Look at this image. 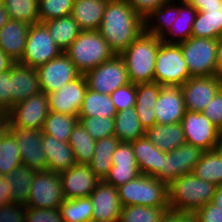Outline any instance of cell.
Wrapping results in <instances>:
<instances>
[{
	"label": "cell",
	"mask_w": 222,
	"mask_h": 222,
	"mask_svg": "<svg viewBox=\"0 0 222 222\" xmlns=\"http://www.w3.org/2000/svg\"><path fill=\"white\" fill-rule=\"evenodd\" d=\"M143 30V18L126 0L107 2L98 31L116 55L127 49Z\"/></svg>",
	"instance_id": "6da1fadb"
},
{
	"label": "cell",
	"mask_w": 222,
	"mask_h": 222,
	"mask_svg": "<svg viewBox=\"0 0 222 222\" xmlns=\"http://www.w3.org/2000/svg\"><path fill=\"white\" fill-rule=\"evenodd\" d=\"M216 187L193 173L177 177L168 185L169 209L194 214L199 208L212 202Z\"/></svg>",
	"instance_id": "7a4b0ae2"
},
{
	"label": "cell",
	"mask_w": 222,
	"mask_h": 222,
	"mask_svg": "<svg viewBox=\"0 0 222 222\" xmlns=\"http://www.w3.org/2000/svg\"><path fill=\"white\" fill-rule=\"evenodd\" d=\"M160 41L159 37L143 30L133 43L119 54L125 63L131 83L153 82Z\"/></svg>",
	"instance_id": "3957f363"
},
{
	"label": "cell",
	"mask_w": 222,
	"mask_h": 222,
	"mask_svg": "<svg viewBox=\"0 0 222 222\" xmlns=\"http://www.w3.org/2000/svg\"><path fill=\"white\" fill-rule=\"evenodd\" d=\"M81 74L110 60L115 53L98 30H84L65 51Z\"/></svg>",
	"instance_id": "277c9868"
},
{
	"label": "cell",
	"mask_w": 222,
	"mask_h": 222,
	"mask_svg": "<svg viewBox=\"0 0 222 222\" xmlns=\"http://www.w3.org/2000/svg\"><path fill=\"white\" fill-rule=\"evenodd\" d=\"M117 190L122 206L169 207L168 185L155 177L140 174Z\"/></svg>",
	"instance_id": "5b68a950"
},
{
	"label": "cell",
	"mask_w": 222,
	"mask_h": 222,
	"mask_svg": "<svg viewBox=\"0 0 222 222\" xmlns=\"http://www.w3.org/2000/svg\"><path fill=\"white\" fill-rule=\"evenodd\" d=\"M189 78H191L190 72L180 44L160 41L153 82L162 86H182Z\"/></svg>",
	"instance_id": "8992f818"
},
{
	"label": "cell",
	"mask_w": 222,
	"mask_h": 222,
	"mask_svg": "<svg viewBox=\"0 0 222 222\" xmlns=\"http://www.w3.org/2000/svg\"><path fill=\"white\" fill-rule=\"evenodd\" d=\"M179 44L183 58L187 63L190 77L215 75L217 58L216 39L191 36Z\"/></svg>",
	"instance_id": "52a82bcc"
},
{
	"label": "cell",
	"mask_w": 222,
	"mask_h": 222,
	"mask_svg": "<svg viewBox=\"0 0 222 222\" xmlns=\"http://www.w3.org/2000/svg\"><path fill=\"white\" fill-rule=\"evenodd\" d=\"M62 52L55 44L47 27L38 22L30 25L25 50L18 63L37 68L59 56Z\"/></svg>",
	"instance_id": "ba28073f"
},
{
	"label": "cell",
	"mask_w": 222,
	"mask_h": 222,
	"mask_svg": "<svg viewBox=\"0 0 222 222\" xmlns=\"http://www.w3.org/2000/svg\"><path fill=\"white\" fill-rule=\"evenodd\" d=\"M84 76L88 89L106 95L130 83L125 63L116 54L110 60L86 72Z\"/></svg>",
	"instance_id": "9c48e42d"
},
{
	"label": "cell",
	"mask_w": 222,
	"mask_h": 222,
	"mask_svg": "<svg viewBox=\"0 0 222 222\" xmlns=\"http://www.w3.org/2000/svg\"><path fill=\"white\" fill-rule=\"evenodd\" d=\"M64 199L59 173L51 170L35 172L26 207L59 208Z\"/></svg>",
	"instance_id": "30bf717a"
},
{
	"label": "cell",
	"mask_w": 222,
	"mask_h": 222,
	"mask_svg": "<svg viewBox=\"0 0 222 222\" xmlns=\"http://www.w3.org/2000/svg\"><path fill=\"white\" fill-rule=\"evenodd\" d=\"M203 152L201 148L187 142L171 152H164L163 169L153 177L169 185L177 177L192 173Z\"/></svg>",
	"instance_id": "8fae6325"
},
{
	"label": "cell",
	"mask_w": 222,
	"mask_h": 222,
	"mask_svg": "<svg viewBox=\"0 0 222 222\" xmlns=\"http://www.w3.org/2000/svg\"><path fill=\"white\" fill-rule=\"evenodd\" d=\"M49 113L48 96L40 91L11 107L8 111L10 128L42 130Z\"/></svg>",
	"instance_id": "7c38bea8"
},
{
	"label": "cell",
	"mask_w": 222,
	"mask_h": 222,
	"mask_svg": "<svg viewBox=\"0 0 222 222\" xmlns=\"http://www.w3.org/2000/svg\"><path fill=\"white\" fill-rule=\"evenodd\" d=\"M36 70L40 89L47 95L57 91L64 84L75 80L81 75L65 52L37 67Z\"/></svg>",
	"instance_id": "4fadbf2b"
},
{
	"label": "cell",
	"mask_w": 222,
	"mask_h": 222,
	"mask_svg": "<svg viewBox=\"0 0 222 222\" xmlns=\"http://www.w3.org/2000/svg\"><path fill=\"white\" fill-rule=\"evenodd\" d=\"M181 124L187 143L197 146L203 151L214 150L222 131L203 112L186 110Z\"/></svg>",
	"instance_id": "5bb4252c"
},
{
	"label": "cell",
	"mask_w": 222,
	"mask_h": 222,
	"mask_svg": "<svg viewBox=\"0 0 222 222\" xmlns=\"http://www.w3.org/2000/svg\"><path fill=\"white\" fill-rule=\"evenodd\" d=\"M185 1L197 11L191 36L217 39L222 35V0Z\"/></svg>",
	"instance_id": "9a60e30c"
},
{
	"label": "cell",
	"mask_w": 222,
	"mask_h": 222,
	"mask_svg": "<svg viewBox=\"0 0 222 222\" xmlns=\"http://www.w3.org/2000/svg\"><path fill=\"white\" fill-rule=\"evenodd\" d=\"M180 87L186 110L199 113L222 88V79L216 75L191 77Z\"/></svg>",
	"instance_id": "2e32d148"
},
{
	"label": "cell",
	"mask_w": 222,
	"mask_h": 222,
	"mask_svg": "<svg viewBox=\"0 0 222 222\" xmlns=\"http://www.w3.org/2000/svg\"><path fill=\"white\" fill-rule=\"evenodd\" d=\"M88 89L84 74L48 94L49 109L64 115L78 116L85 93Z\"/></svg>",
	"instance_id": "e0dca14e"
},
{
	"label": "cell",
	"mask_w": 222,
	"mask_h": 222,
	"mask_svg": "<svg viewBox=\"0 0 222 222\" xmlns=\"http://www.w3.org/2000/svg\"><path fill=\"white\" fill-rule=\"evenodd\" d=\"M19 147L22 165L36 171L47 170L46 155L42 149V130L9 128Z\"/></svg>",
	"instance_id": "ac0fdd59"
},
{
	"label": "cell",
	"mask_w": 222,
	"mask_h": 222,
	"mask_svg": "<svg viewBox=\"0 0 222 222\" xmlns=\"http://www.w3.org/2000/svg\"><path fill=\"white\" fill-rule=\"evenodd\" d=\"M89 197L93 205L92 222H119L122 205L116 187L100 180Z\"/></svg>",
	"instance_id": "d6986e66"
},
{
	"label": "cell",
	"mask_w": 222,
	"mask_h": 222,
	"mask_svg": "<svg viewBox=\"0 0 222 222\" xmlns=\"http://www.w3.org/2000/svg\"><path fill=\"white\" fill-rule=\"evenodd\" d=\"M65 199L89 197L100 179L88 164L76 163L59 173Z\"/></svg>",
	"instance_id": "ffe728a7"
},
{
	"label": "cell",
	"mask_w": 222,
	"mask_h": 222,
	"mask_svg": "<svg viewBox=\"0 0 222 222\" xmlns=\"http://www.w3.org/2000/svg\"><path fill=\"white\" fill-rule=\"evenodd\" d=\"M156 124L181 123L186 107L180 86H162L155 105Z\"/></svg>",
	"instance_id": "44dd1931"
},
{
	"label": "cell",
	"mask_w": 222,
	"mask_h": 222,
	"mask_svg": "<svg viewBox=\"0 0 222 222\" xmlns=\"http://www.w3.org/2000/svg\"><path fill=\"white\" fill-rule=\"evenodd\" d=\"M11 107L41 91L36 68L15 62L10 70Z\"/></svg>",
	"instance_id": "7402d4cb"
},
{
	"label": "cell",
	"mask_w": 222,
	"mask_h": 222,
	"mask_svg": "<svg viewBox=\"0 0 222 222\" xmlns=\"http://www.w3.org/2000/svg\"><path fill=\"white\" fill-rule=\"evenodd\" d=\"M30 24L10 19L0 29V49L15 62H18L25 50Z\"/></svg>",
	"instance_id": "603a6c76"
},
{
	"label": "cell",
	"mask_w": 222,
	"mask_h": 222,
	"mask_svg": "<svg viewBox=\"0 0 222 222\" xmlns=\"http://www.w3.org/2000/svg\"><path fill=\"white\" fill-rule=\"evenodd\" d=\"M42 149L47 159V170L60 173L76 164L73 150L68 142L43 134Z\"/></svg>",
	"instance_id": "cb8c5ba5"
},
{
	"label": "cell",
	"mask_w": 222,
	"mask_h": 222,
	"mask_svg": "<svg viewBox=\"0 0 222 222\" xmlns=\"http://www.w3.org/2000/svg\"><path fill=\"white\" fill-rule=\"evenodd\" d=\"M161 87L162 85L156 82L136 84V102L134 109L145 130L156 124L154 108Z\"/></svg>",
	"instance_id": "d4e9b609"
},
{
	"label": "cell",
	"mask_w": 222,
	"mask_h": 222,
	"mask_svg": "<svg viewBox=\"0 0 222 222\" xmlns=\"http://www.w3.org/2000/svg\"><path fill=\"white\" fill-rule=\"evenodd\" d=\"M131 144L141 174L153 177L163 169L164 152L155 147L146 136L132 141Z\"/></svg>",
	"instance_id": "484cf974"
},
{
	"label": "cell",
	"mask_w": 222,
	"mask_h": 222,
	"mask_svg": "<svg viewBox=\"0 0 222 222\" xmlns=\"http://www.w3.org/2000/svg\"><path fill=\"white\" fill-rule=\"evenodd\" d=\"M145 136L155 147L166 153L186 143L181 123L154 124L146 129Z\"/></svg>",
	"instance_id": "4316f807"
},
{
	"label": "cell",
	"mask_w": 222,
	"mask_h": 222,
	"mask_svg": "<svg viewBox=\"0 0 222 222\" xmlns=\"http://www.w3.org/2000/svg\"><path fill=\"white\" fill-rule=\"evenodd\" d=\"M109 0H74L71 16L84 30H98Z\"/></svg>",
	"instance_id": "83f0119b"
},
{
	"label": "cell",
	"mask_w": 222,
	"mask_h": 222,
	"mask_svg": "<svg viewBox=\"0 0 222 222\" xmlns=\"http://www.w3.org/2000/svg\"><path fill=\"white\" fill-rule=\"evenodd\" d=\"M196 15L197 11L193 6H190L185 0H179L177 18L160 38L161 41L179 44L189 39L192 35V26Z\"/></svg>",
	"instance_id": "f1b7e54d"
},
{
	"label": "cell",
	"mask_w": 222,
	"mask_h": 222,
	"mask_svg": "<svg viewBox=\"0 0 222 222\" xmlns=\"http://www.w3.org/2000/svg\"><path fill=\"white\" fill-rule=\"evenodd\" d=\"M177 2L178 0H176V3L174 0H170L144 17V31L161 38L177 18Z\"/></svg>",
	"instance_id": "f546056e"
},
{
	"label": "cell",
	"mask_w": 222,
	"mask_h": 222,
	"mask_svg": "<svg viewBox=\"0 0 222 222\" xmlns=\"http://www.w3.org/2000/svg\"><path fill=\"white\" fill-rule=\"evenodd\" d=\"M119 143L115 135L96 140L94 155L88 165L100 180H104L113 167L112 156Z\"/></svg>",
	"instance_id": "4dcf8cb0"
},
{
	"label": "cell",
	"mask_w": 222,
	"mask_h": 222,
	"mask_svg": "<svg viewBox=\"0 0 222 222\" xmlns=\"http://www.w3.org/2000/svg\"><path fill=\"white\" fill-rule=\"evenodd\" d=\"M114 121V135L120 142H132L145 136L146 130L141 125L134 107L117 112Z\"/></svg>",
	"instance_id": "1f68e13d"
},
{
	"label": "cell",
	"mask_w": 222,
	"mask_h": 222,
	"mask_svg": "<svg viewBox=\"0 0 222 222\" xmlns=\"http://www.w3.org/2000/svg\"><path fill=\"white\" fill-rule=\"evenodd\" d=\"M55 44L65 52L82 31L71 15L42 22Z\"/></svg>",
	"instance_id": "d6a6232c"
},
{
	"label": "cell",
	"mask_w": 222,
	"mask_h": 222,
	"mask_svg": "<svg viewBox=\"0 0 222 222\" xmlns=\"http://www.w3.org/2000/svg\"><path fill=\"white\" fill-rule=\"evenodd\" d=\"M117 111L111 100L110 95L94 92L87 89L78 118L87 117H109L114 118Z\"/></svg>",
	"instance_id": "836d02e7"
},
{
	"label": "cell",
	"mask_w": 222,
	"mask_h": 222,
	"mask_svg": "<svg viewBox=\"0 0 222 222\" xmlns=\"http://www.w3.org/2000/svg\"><path fill=\"white\" fill-rule=\"evenodd\" d=\"M35 172L32 168L20 165L5 176L9 182L12 203L26 205Z\"/></svg>",
	"instance_id": "e575fe53"
},
{
	"label": "cell",
	"mask_w": 222,
	"mask_h": 222,
	"mask_svg": "<svg viewBox=\"0 0 222 222\" xmlns=\"http://www.w3.org/2000/svg\"><path fill=\"white\" fill-rule=\"evenodd\" d=\"M192 173L215 186L222 185V157L215 151H204Z\"/></svg>",
	"instance_id": "d590c367"
},
{
	"label": "cell",
	"mask_w": 222,
	"mask_h": 222,
	"mask_svg": "<svg viewBox=\"0 0 222 222\" xmlns=\"http://www.w3.org/2000/svg\"><path fill=\"white\" fill-rule=\"evenodd\" d=\"M68 143L73 150L76 163L88 164L91 161L96 140L87 133L80 122L75 125Z\"/></svg>",
	"instance_id": "8d00e7d4"
},
{
	"label": "cell",
	"mask_w": 222,
	"mask_h": 222,
	"mask_svg": "<svg viewBox=\"0 0 222 222\" xmlns=\"http://www.w3.org/2000/svg\"><path fill=\"white\" fill-rule=\"evenodd\" d=\"M78 122L77 116L64 115L50 111L44 121L42 133L53 136L60 141L68 142Z\"/></svg>",
	"instance_id": "74e56055"
},
{
	"label": "cell",
	"mask_w": 222,
	"mask_h": 222,
	"mask_svg": "<svg viewBox=\"0 0 222 222\" xmlns=\"http://www.w3.org/2000/svg\"><path fill=\"white\" fill-rule=\"evenodd\" d=\"M90 197L64 199L59 209L64 222H91L93 207Z\"/></svg>",
	"instance_id": "f35d334b"
},
{
	"label": "cell",
	"mask_w": 222,
	"mask_h": 222,
	"mask_svg": "<svg viewBox=\"0 0 222 222\" xmlns=\"http://www.w3.org/2000/svg\"><path fill=\"white\" fill-rule=\"evenodd\" d=\"M38 2L39 0H3L10 19L24 21L30 25L39 22Z\"/></svg>",
	"instance_id": "ab89813d"
},
{
	"label": "cell",
	"mask_w": 222,
	"mask_h": 222,
	"mask_svg": "<svg viewBox=\"0 0 222 222\" xmlns=\"http://www.w3.org/2000/svg\"><path fill=\"white\" fill-rule=\"evenodd\" d=\"M22 165L19 147L14 135L8 131L0 139V172L5 176Z\"/></svg>",
	"instance_id": "60d3db41"
},
{
	"label": "cell",
	"mask_w": 222,
	"mask_h": 222,
	"mask_svg": "<svg viewBox=\"0 0 222 222\" xmlns=\"http://www.w3.org/2000/svg\"><path fill=\"white\" fill-rule=\"evenodd\" d=\"M169 207L122 206L119 222H160Z\"/></svg>",
	"instance_id": "b9f144b4"
},
{
	"label": "cell",
	"mask_w": 222,
	"mask_h": 222,
	"mask_svg": "<svg viewBox=\"0 0 222 222\" xmlns=\"http://www.w3.org/2000/svg\"><path fill=\"white\" fill-rule=\"evenodd\" d=\"M74 0H39L38 15L39 22L71 15Z\"/></svg>",
	"instance_id": "7bdbcfd3"
},
{
	"label": "cell",
	"mask_w": 222,
	"mask_h": 222,
	"mask_svg": "<svg viewBox=\"0 0 222 222\" xmlns=\"http://www.w3.org/2000/svg\"><path fill=\"white\" fill-rule=\"evenodd\" d=\"M78 120L86 129L87 133L95 140L114 135V118L91 116L87 118H78Z\"/></svg>",
	"instance_id": "ee69618b"
},
{
	"label": "cell",
	"mask_w": 222,
	"mask_h": 222,
	"mask_svg": "<svg viewBox=\"0 0 222 222\" xmlns=\"http://www.w3.org/2000/svg\"><path fill=\"white\" fill-rule=\"evenodd\" d=\"M117 112L134 107L136 102V84L128 83L110 94Z\"/></svg>",
	"instance_id": "f6af8a7d"
},
{
	"label": "cell",
	"mask_w": 222,
	"mask_h": 222,
	"mask_svg": "<svg viewBox=\"0 0 222 222\" xmlns=\"http://www.w3.org/2000/svg\"><path fill=\"white\" fill-rule=\"evenodd\" d=\"M113 167L138 168L131 142H120L112 156Z\"/></svg>",
	"instance_id": "bcb514c9"
},
{
	"label": "cell",
	"mask_w": 222,
	"mask_h": 222,
	"mask_svg": "<svg viewBox=\"0 0 222 222\" xmlns=\"http://www.w3.org/2000/svg\"><path fill=\"white\" fill-rule=\"evenodd\" d=\"M25 222H64L59 208L26 207Z\"/></svg>",
	"instance_id": "7dc6e473"
},
{
	"label": "cell",
	"mask_w": 222,
	"mask_h": 222,
	"mask_svg": "<svg viewBox=\"0 0 222 222\" xmlns=\"http://www.w3.org/2000/svg\"><path fill=\"white\" fill-rule=\"evenodd\" d=\"M139 168H118L112 167L104 181L118 188L121 185L134 180L140 175Z\"/></svg>",
	"instance_id": "c3c4849f"
},
{
	"label": "cell",
	"mask_w": 222,
	"mask_h": 222,
	"mask_svg": "<svg viewBox=\"0 0 222 222\" xmlns=\"http://www.w3.org/2000/svg\"><path fill=\"white\" fill-rule=\"evenodd\" d=\"M203 114L222 131V88L203 110Z\"/></svg>",
	"instance_id": "681fc988"
},
{
	"label": "cell",
	"mask_w": 222,
	"mask_h": 222,
	"mask_svg": "<svg viewBox=\"0 0 222 222\" xmlns=\"http://www.w3.org/2000/svg\"><path fill=\"white\" fill-rule=\"evenodd\" d=\"M26 206L9 203L0 207V222H25Z\"/></svg>",
	"instance_id": "f907efd6"
},
{
	"label": "cell",
	"mask_w": 222,
	"mask_h": 222,
	"mask_svg": "<svg viewBox=\"0 0 222 222\" xmlns=\"http://www.w3.org/2000/svg\"><path fill=\"white\" fill-rule=\"evenodd\" d=\"M193 216L195 222H222V211L212 202L199 208Z\"/></svg>",
	"instance_id": "816d5d0a"
},
{
	"label": "cell",
	"mask_w": 222,
	"mask_h": 222,
	"mask_svg": "<svg viewBox=\"0 0 222 222\" xmlns=\"http://www.w3.org/2000/svg\"><path fill=\"white\" fill-rule=\"evenodd\" d=\"M11 109V79L9 70L0 73V110L8 112Z\"/></svg>",
	"instance_id": "f5cc1de1"
},
{
	"label": "cell",
	"mask_w": 222,
	"mask_h": 222,
	"mask_svg": "<svg viewBox=\"0 0 222 222\" xmlns=\"http://www.w3.org/2000/svg\"><path fill=\"white\" fill-rule=\"evenodd\" d=\"M133 9L142 17H146L152 10L159 8L161 5L170 0H126Z\"/></svg>",
	"instance_id": "db71d44e"
},
{
	"label": "cell",
	"mask_w": 222,
	"mask_h": 222,
	"mask_svg": "<svg viewBox=\"0 0 222 222\" xmlns=\"http://www.w3.org/2000/svg\"><path fill=\"white\" fill-rule=\"evenodd\" d=\"M160 222H195L193 214L167 210Z\"/></svg>",
	"instance_id": "11a10c76"
},
{
	"label": "cell",
	"mask_w": 222,
	"mask_h": 222,
	"mask_svg": "<svg viewBox=\"0 0 222 222\" xmlns=\"http://www.w3.org/2000/svg\"><path fill=\"white\" fill-rule=\"evenodd\" d=\"M12 203L9 182L6 177L0 181V207Z\"/></svg>",
	"instance_id": "9f6ffc18"
},
{
	"label": "cell",
	"mask_w": 222,
	"mask_h": 222,
	"mask_svg": "<svg viewBox=\"0 0 222 222\" xmlns=\"http://www.w3.org/2000/svg\"><path fill=\"white\" fill-rule=\"evenodd\" d=\"M217 41V58L215 64V75L222 79V35L216 39Z\"/></svg>",
	"instance_id": "6f0895ef"
},
{
	"label": "cell",
	"mask_w": 222,
	"mask_h": 222,
	"mask_svg": "<svg viewBox=\"0 0 222 222\" xmlns=\"http://www.w3.org/2000/svg\"><path fill=\"white\" fill-rule=\"evenodd\" d=\"M10 119L6 111L0 110V139L9 131Z\"/></svg>",
	"instance_id": "680465c9"
},
{
	"label": "cell",
	"mask_w": 222,
	"mask_h": 222,
	"mask_svg": "<svg viewBox=\"0 0 222 222\" xmlns=\"http://www.w3.org/2000/svg\"><path fill=\"white\" fill-rule=\"evenodd\" d=\"M14 63L15 61L0 49V73L10 70Z\"/></svg>",
	"instance_id": "91938a15"
},
{
	"label": "cell",
	"mask_w": 222,
	"mask_h": 222,
	"mask_svg": "<svg viewBox=\"0 0 222 222\" xmlns=\"http://www.w3.org/2000/svg\"><path fill=\"white\" fill-rule=\"evenodd\" d=\"M212 203L217 205L222 211V185L216 187Z\"/></svg>",
	"instance_id": "94428289"
},
{
	"label": "cell",
	"mask_w": 222,
	"mask_h": 222,
	"mask_svg": "<svg viewBox=\"0 0 222 222\" xmlns=\"http://www.w3.org/2000/svg\"><path fill=\"white\" fill-rule=\"evenodd\" d=\"M10 20L3 2H0V29Z\"/></svg>",
	"instance_id": "6125c7cd"
},
{
	"label": "cell",
	"mask_w": 222,
	"mask_h": 222,
	"mask_svg": "<svg viewBox=\"0 0 222 222\" xmlns=\"http://www.w3.org/2000/svg\"><path fill=\"white\" fill-rule=\"evenodd\" d=\"M214 150L222 157V133L215 145Z\"/></svg>",
	"instance_id": "be15d7a7"
},
{
	"label": "cell",
	"mask_w": 222,
	"mask_h": 222,
	"mask_svg": "<svg viewBox=\"0 0 222 222\" xmlns=\"http://www.w3.org/2000/svg\"><path fill=\"white\" fill-rule=\"evenodd\" d=\"M4 177H5V175L0 172V181H1Z\"/></svg>",
	"instance_id": "e7e4bbea"
}]
</instances>
